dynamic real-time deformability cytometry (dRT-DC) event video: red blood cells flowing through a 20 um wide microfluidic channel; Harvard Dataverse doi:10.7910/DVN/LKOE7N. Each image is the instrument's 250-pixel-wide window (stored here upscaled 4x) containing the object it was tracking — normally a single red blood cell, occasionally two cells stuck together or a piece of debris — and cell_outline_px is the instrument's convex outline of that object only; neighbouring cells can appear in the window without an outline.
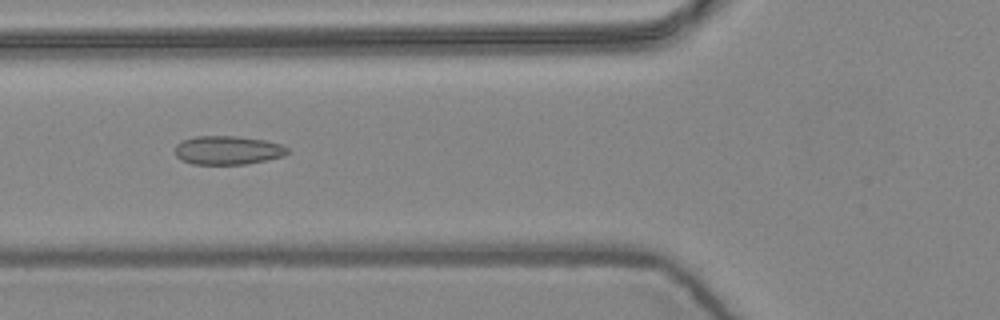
{"species": "common noctule bat (a hibernating species)", "species_latin": "Nyctalus noctula", "temperature_condition": "warm", "stored_images_in_passage": 9, "camera_frame_rate_fps": 3000, "um_per_image_px": 0.085, "animal": {"sex": "female", "body_mass_g": 24.6, "forearm_length_mm": 56.2}, "frame": {"image": 1, "passage_image": 6, "time_ms": 1.667, "image_size_px": [1000, 320], "cell_outline_px": [[288, 152], [284, 156], [268, 160], [244, 164], [192, 164], [180, 160], [176, 156], [176, 144], [184, 140], [196, 136], [236, 136], [264, 140], [280, 144], [288, 148]], "centroid_in_image_um": [19.35, 12.77], "position_along_channel_um": 106.4, "area_um2": 18.79}}
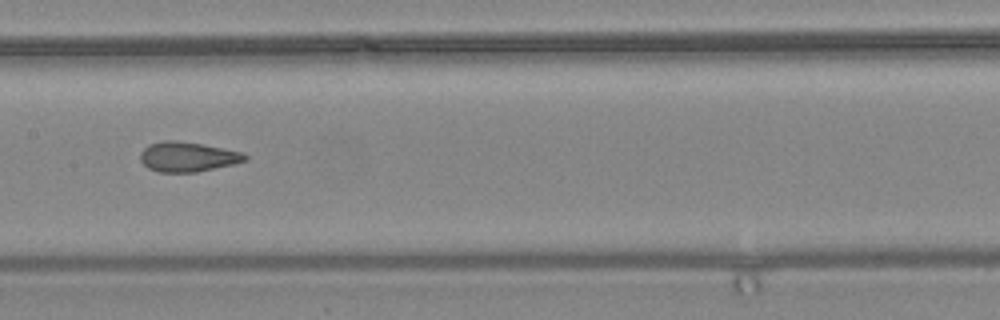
{"frame": {"image": 2, "passage_image": 8, "time_ms": 2.333, "image_size_px": [1000, 320], "cell_outline_px": [[248, 160], [232, 164], [196, 172], [160, 172], [148, 168], [140, 160], [140, 152], [148, 144], [164, 140], [176, 140], [204, 144], [244, 152], [248, 156]], "centroid_in_image_um": [15.95, 13.31], "position_along_channel_um": 191.4, "area_um2": 18.32}}
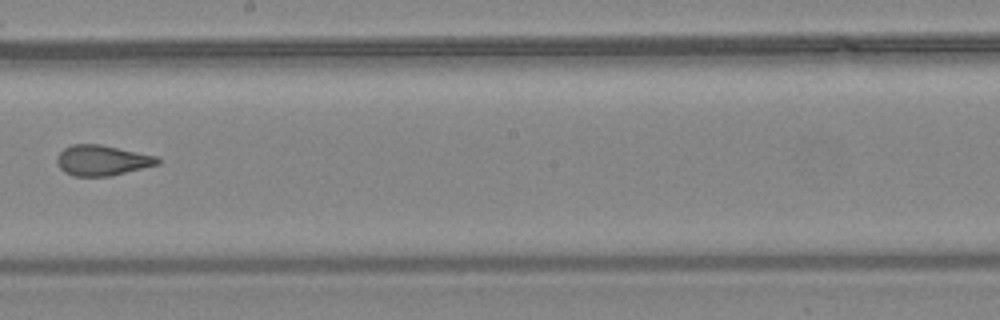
{"frame": {"image": 3, "passage_image": 9, "time_ms": 2.667, "image_size_px": [1000, 320], "cell_outline_px": [[160, 164], [112, 176], [72, 176], [64, 172], [60, 168], [56, 160], [56, 156], [64, 148], [72, 144], [100, 144], [156, 156], [160, 160]], "centroid_in_image_um": [8.66, 13.64], "position_along_channel_um": 239.5, "area_um2": 17.92}}